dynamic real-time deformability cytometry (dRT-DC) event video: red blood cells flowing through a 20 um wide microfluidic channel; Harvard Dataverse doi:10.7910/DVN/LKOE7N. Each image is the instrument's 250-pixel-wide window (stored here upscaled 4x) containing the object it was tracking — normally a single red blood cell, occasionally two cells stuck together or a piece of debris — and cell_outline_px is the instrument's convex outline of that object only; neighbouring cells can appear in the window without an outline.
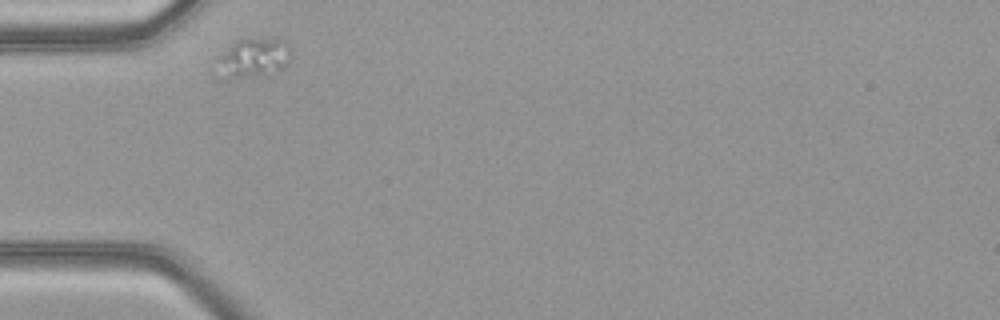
{"species": "common noctule bat (a hibernating species)", "species_latin": "Nyctalus noctula", "temperature_condition": "warm", "stored_images_in_passage": 28, "camera_frame_rate_fps": 3000, "um_per_image_px": 0.085, "animal": {"sex": "female", "body_mass_g": 21.9}, "frame": {"image": 1, "passage_image": 1, "time_ms": 0.0, "image_size_px": [1000, 320], "cell_outline_px": [[288, 64], [284, 68], [268, 76], [228, 80], [224, 76], [220, 56], [236, 40], [280, 40], [288, 44]], "centroid_in_image_um": [21.6, 4.99], "position_along_channel_um": 63.4, "area_um2": 16.24}}
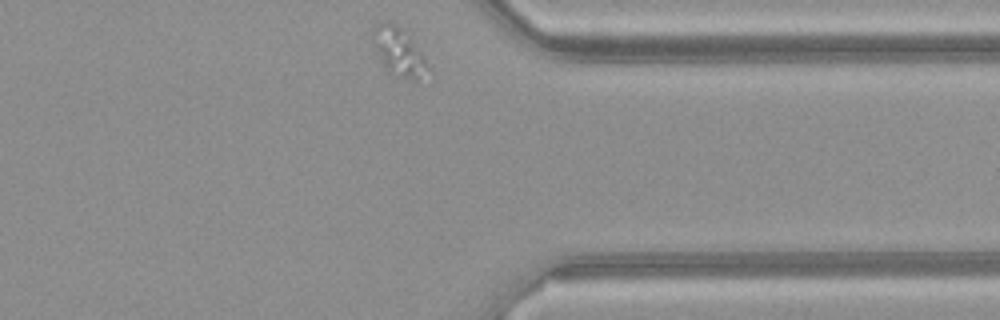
{"frame": {"image": 2, "passage_image": 28, "time_ms": 9.0, "image_size_px": [1000, 320], "cell_outline_px": [[424, 64], [416, 80], [404, 80], [396, 76], [384, 64], [372, 44], [372, 40], [376, 28], [384, 20], [388, 20], [396, 24], [400, 28], [424, 56]], "centroid_in_image_um": [33.8, 4.36], "position_along_channel_um": 377.6, "area_um2": 14.1}}